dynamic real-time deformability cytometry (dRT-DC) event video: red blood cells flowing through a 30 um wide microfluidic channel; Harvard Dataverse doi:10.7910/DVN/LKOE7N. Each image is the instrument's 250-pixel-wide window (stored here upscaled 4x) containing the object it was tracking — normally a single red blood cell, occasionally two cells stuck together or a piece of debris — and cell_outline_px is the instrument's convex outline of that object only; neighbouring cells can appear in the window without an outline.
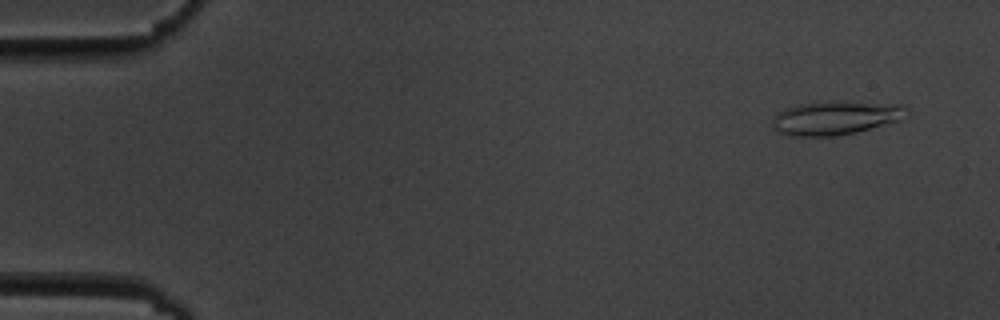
{"species": "common noctule bat (a hibernating species)", "species_latin": "Nyctalus noctula", "temperature_condition": "cold", "stored_images_in_passage": 9, "camera_frame_rate_fps": 3000, "um_per_image_px": 0.085, "animal": {"sex": "male", "body_mass_g": 19.5, "forearm_length_mm": 54.6}, "frame": {"image": 1, "passage_image": 2, "time_ms": 1.0, "image_size_px": [1000, 320], "cell_outline_px": [[908, 116], [900, 120], [856, 132], [832, 136], [792, 136], [776, 132], [772, 128], [772, 120], [780, 112], [788, 108], [800, 104], [832, 100], [840, 100], [904, 104], [908, 108]], "centroid_in_image_um": [71.08, 10.0], "position_along_channel_um": 13.9, "area_um2": 26.82}}
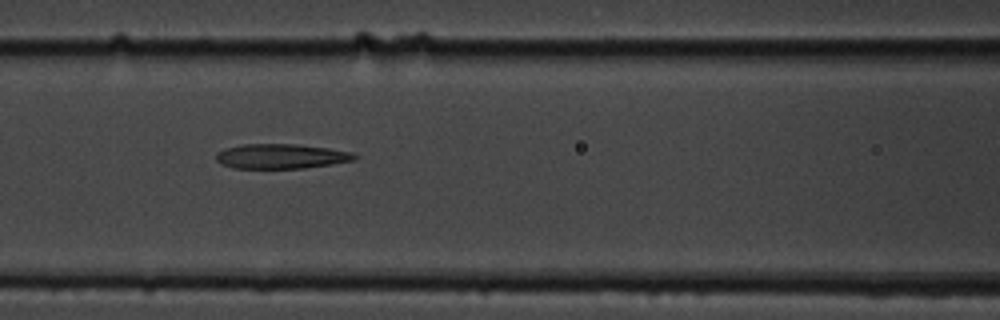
{"frame": {"image": 2, "passage_image": 8, "time_ms": 8.0, "image_size_px": [1000, 320], "cell_outline_px": [[360, 156], [356, 160], [332, 164], [304, 168], [232, 168], [220, 164], [216, 160], [216, 152], [224, 148], [240, 144], [296, 144], [328, 148], [352, 152]], "centroid_in_image_um": [23.88, 13.28], "position_along_channel_um": 142.7, "area_um2": 20.23}}
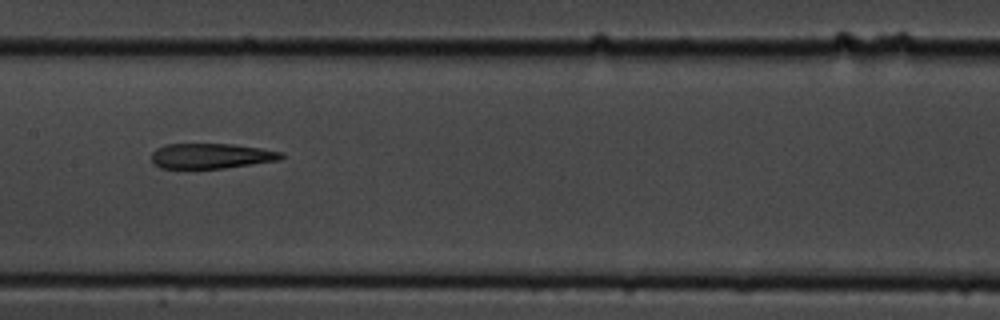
{"frame": {"image": 3, "passage_image": 9, "time_ms": 9.333, "image_size_px": [1000, 320], "cell_outline_px": [[284, 156], [280, 160], [224, 168], [160, 168], [152, 164], [152, 152], [156, 148], [164, 144], [232, 144], [260, 148], [284, 152]], "centroid_in_image_um": [17.93, 13.25], "position_along_channel_um": 189.5, "area_um2": 19.13}}